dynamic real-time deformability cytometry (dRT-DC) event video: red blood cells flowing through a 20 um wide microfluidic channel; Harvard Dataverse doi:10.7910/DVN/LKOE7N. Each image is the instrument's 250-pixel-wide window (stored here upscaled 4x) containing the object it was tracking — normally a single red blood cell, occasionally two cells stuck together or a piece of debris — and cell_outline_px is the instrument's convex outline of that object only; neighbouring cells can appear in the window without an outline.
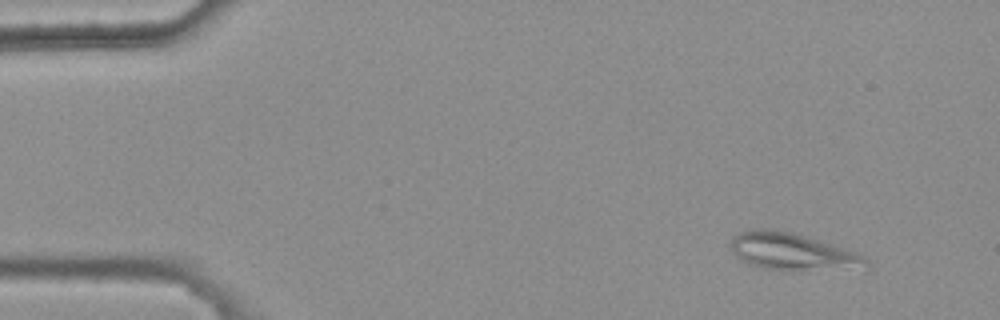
{"species": "common noctule bat (a hibernating species)", "species_latin": "Nyctalus noctula", "temperature_condition": "warm", "stored_images_in_passage": 3, "camera_frame_rate_fps": 3000, "um_per_image_px": 0.085, "animal": {"sex": "female", "body_mass_g": 25.1}, "frame": {"image": 1, "passage_image": 1, "time_ms": 0.0, "image_size_px": [1000, 320], "cell_outline_px": [[868, 268], [792, 272], [784, 272], [764, 268], [752, 264], [736, 256], [732, 252], [732, 240], [740, 232], [752, 228], [772, 228], [792, 232], [808, 236], [856, 252], [864, 256], [868, 260]], "centroid_in_image_um": [67.41, 21.41], "position_along_channel_um": 17.6, "area_um2": 29.88}}